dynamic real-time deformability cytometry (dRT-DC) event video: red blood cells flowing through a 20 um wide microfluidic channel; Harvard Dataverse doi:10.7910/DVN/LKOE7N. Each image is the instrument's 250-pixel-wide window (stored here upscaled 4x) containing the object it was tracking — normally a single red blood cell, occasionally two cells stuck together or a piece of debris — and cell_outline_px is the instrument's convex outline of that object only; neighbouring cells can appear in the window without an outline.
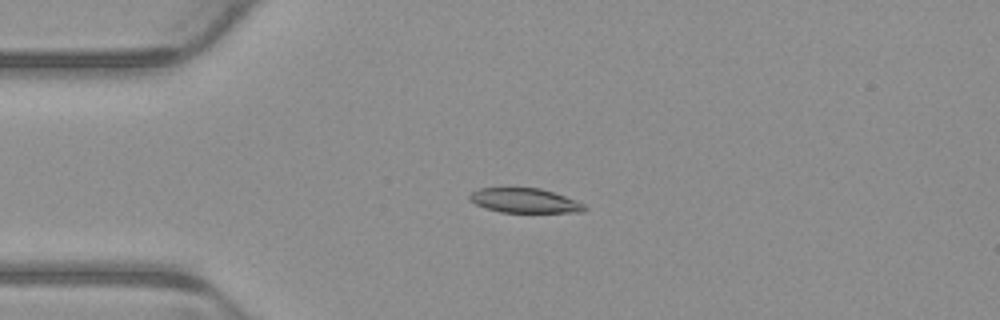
{"species": "common noctule bat (a hibernating species)", "species_latin": "Nyctalus noctula", "temperature_condition": "warm", "stored_images_in_passage": 5, "camera_frame_rate_fps": 3000, "um_per_image_px": 0.085, "animal": {"sex": "male", "body_mass_g": 23.1, "forearm_length_mm": 52.7}, "frame": {"image": 1, "passage_image": 4, "time_ms": 1.0, "image_size_px": [1000, 320], "cell_outline_px": [[588, 208], [584, 212], [500, 212], [484, 208], [476, 204], [468, 196], [472, 192], [480, 188], [540, 188], [576, 200], [584, 204]], "centroid_in_image_um": [44.61, 17.06], "position_along_channel_um": 40.4, "area_um2": 16.3}}